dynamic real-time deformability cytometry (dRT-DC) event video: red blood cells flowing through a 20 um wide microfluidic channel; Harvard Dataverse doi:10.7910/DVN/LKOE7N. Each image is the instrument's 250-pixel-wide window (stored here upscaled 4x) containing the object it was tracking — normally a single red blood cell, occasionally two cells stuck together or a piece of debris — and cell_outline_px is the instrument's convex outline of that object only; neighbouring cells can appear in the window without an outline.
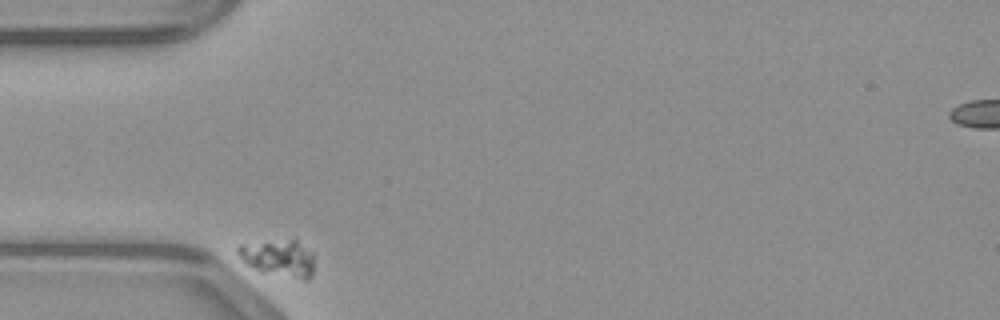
{"species": "common noctule bat (a hibernating species)", "species_latin": "Nyctalus noctula", "temperature_condition": "warm", "stored_images_in_passage": 34, "camera_frame_rate_fps": 3000, "um_per_image_px": 0.085, "animal": {"sex": "male", "body_mass_g": 23.1, "forearm_length_mm": 52.7}, "frame": {"image": 1, "passage_image": 1, "time_ms": 0.0, "image_size_px": [1000, 320], "cell_outline_px": [[312, 276], [308, 280], [304, 280], [260, 272], [244, 264], [240, 260], [236, 252], [236, 248], [240, 244], [296, 236], [312, 252]], "centroid_in_image_um": [23.66, 21.88], "position_along_channel_um": 61.3, "area_um2": 17.4}}
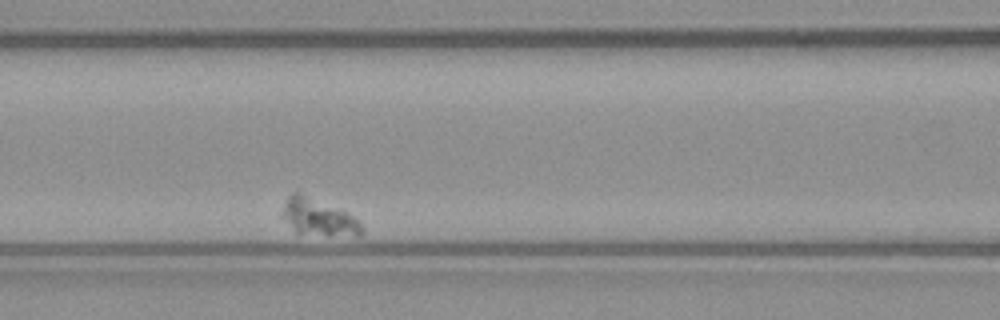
{"frame": {"image": 2, "passage_image": 10, "time_ms": 3.0, "image_size_px": [1000, 320], "cell_outline_px": [[364, 232], [360, 236], [328, 236], [296, 232], [284, 216], [284, 204], [288, 196], [292, 192], [300, 192], [344, 212], [352, 216], [360, 224]], "centroid_in_image_um": [27.1, 18.49], "position_along_channel_um": 139.5, "area_um2": 16.47}}
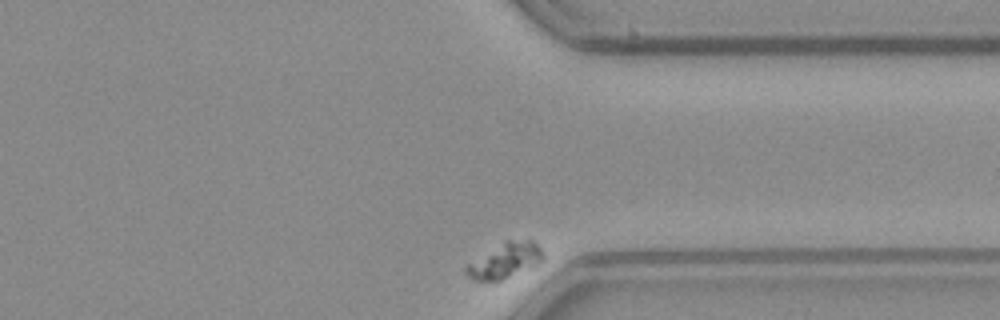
{"frame": {"image": 3, "passage_image": 34, "time_ms": 11.0, "image_size_px": [1000, 320], "cell_outline_px": [[544, 260], [536, 264], [500, 280], [472, 280], [464, 272], [464, 268], [468, 264], [504, 240], [532, 240], [544, 252]], "centroid_in_image_um": [42.92, 22.13], "position_along_channel_um": 368.5, "area_um2": 15.37}}